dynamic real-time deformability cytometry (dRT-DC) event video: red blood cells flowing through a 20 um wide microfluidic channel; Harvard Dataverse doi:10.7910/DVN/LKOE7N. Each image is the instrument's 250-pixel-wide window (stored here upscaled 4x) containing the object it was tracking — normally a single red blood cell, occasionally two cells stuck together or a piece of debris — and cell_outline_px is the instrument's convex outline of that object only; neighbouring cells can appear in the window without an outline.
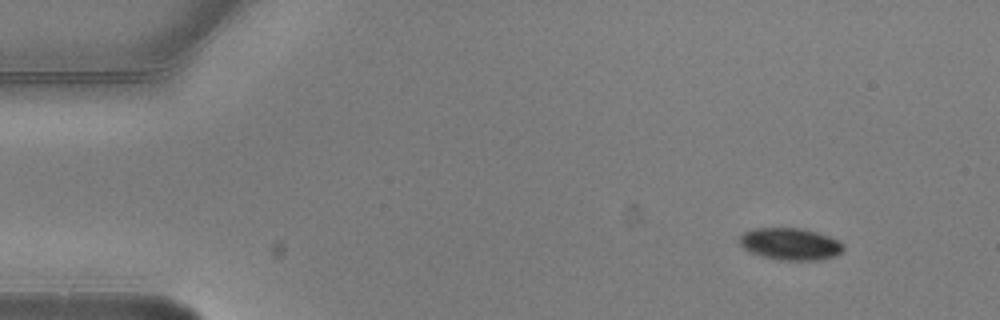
{"species": "common noctule bat (a hibernating species)", "species_latin": "Nyctalus noctula", "temperature_condition": "warm", "stored_images_in_passage": 6, "segment_of_instrument_passage": [1, 2], "camera_frame_rate_fps": 3000, "um_per_image_px": 0.085, "animal": {"sex": "male", "body_mass_g": 20.5, "forearm_length_mm": 52.5}, "frame": {"image": 1, "passage_image": 2, "time_ms": 0.333, "image_size_px": [1000, 320], "cell_outline_px": [[844, 248], [836, 256], [820, 260], [780, 260], [760, 256], [744, 248], [740, 244], [740, 236], [744, 232], [752, 228], [800, 228], [816, 232], [828, 236], [844, 244]], "centroid_in_image_um": [67.17, 20.74], "position_along_channel_um": 17.8, "area_um2": 19.31}}